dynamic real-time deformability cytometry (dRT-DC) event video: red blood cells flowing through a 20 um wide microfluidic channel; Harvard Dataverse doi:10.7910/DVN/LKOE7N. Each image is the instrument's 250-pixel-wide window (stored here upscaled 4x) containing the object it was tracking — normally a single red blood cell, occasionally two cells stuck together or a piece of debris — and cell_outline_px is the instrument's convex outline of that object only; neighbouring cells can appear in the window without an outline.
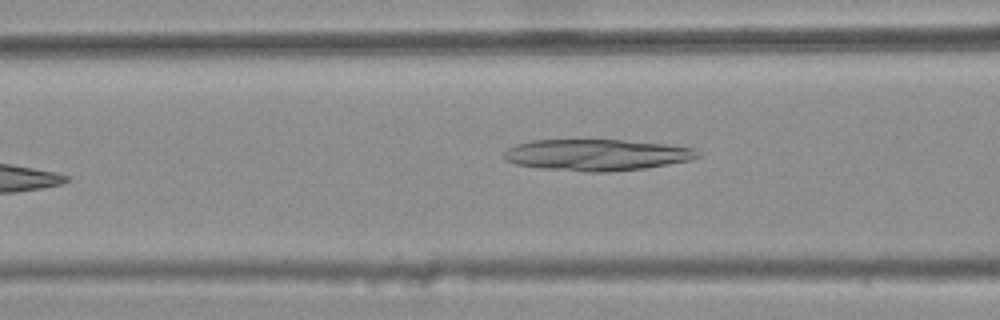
{"species": "common noctule bat (a hibernating species)", "species_latin": "Nyctalus noctula", "temperature_condition": "warm", "stored_images_in_passage": 29, "camera_frame_rate_fps": 3000, "um_per_image_px": 0.085, "animal": {"sex": "female", "body_mass_g": 25.1}, "frame": {"image": 1, "passage_image": 7, "time_ms": 2.0, "image_size_px": [1000, 320], "cell_outline_px": [[700, 156], [692, 160], [644, 168], [604, 172], [584, 172], [540, 168], [516, 164], [504, 160], [504, 152], [508, 148], [516, 144], [532, 140], [624, 140], [664, 144], [692, 148]], "centroid_in_image_um": [50.67, 13.17], "position_along_channel_um": 115.9, "area_um2": 35.26}}
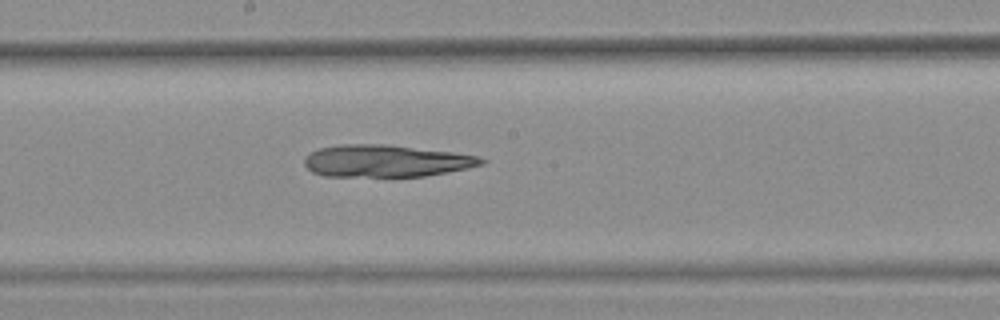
{"frame": {"image": 2, "passage_image": 15, "time_ms": 4.667, "image_size_px": [1000, 320], "cell_outline_px": [[488, 160], [484, 164], [468, 168], [424, 176], [324, 176], [312, 172], [304, 164], [304, 156], [320, 148], [340, 144], [384, 144], [452, 152], [480, 156]], "centroid_in_image_um": [32.81, 13.68], "position_along_channel_um": 215.4, "area_um2": 33.06}}
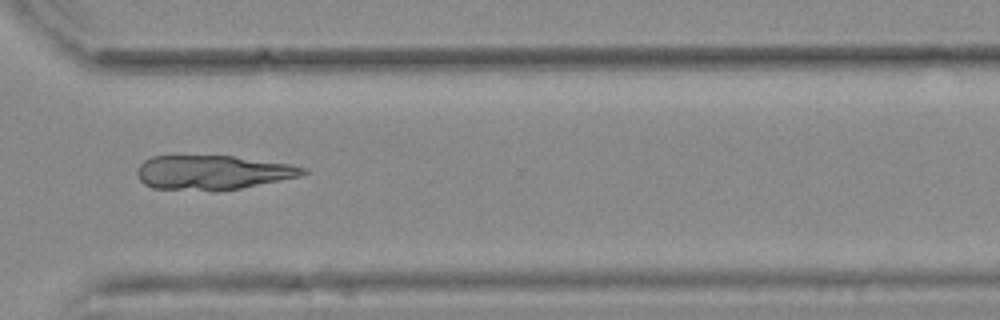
{"frame": {"image": 3, "passage_image": 26, "time_ms": 8.333, "image_size_px": [1000, 320], "cell_outline_px": [[308, 172], [300, 176], [240, 188], [152, 188], [144, 184], [140, 180], [136, 172], [140, 164], [144, 160], [152, 156], [232, 156], [292, 164], [308, 168]], "centroid_in_image_um": [18.1, 14.61], "position_along_channel_um": 352.5, "area_um2": 32.19}}